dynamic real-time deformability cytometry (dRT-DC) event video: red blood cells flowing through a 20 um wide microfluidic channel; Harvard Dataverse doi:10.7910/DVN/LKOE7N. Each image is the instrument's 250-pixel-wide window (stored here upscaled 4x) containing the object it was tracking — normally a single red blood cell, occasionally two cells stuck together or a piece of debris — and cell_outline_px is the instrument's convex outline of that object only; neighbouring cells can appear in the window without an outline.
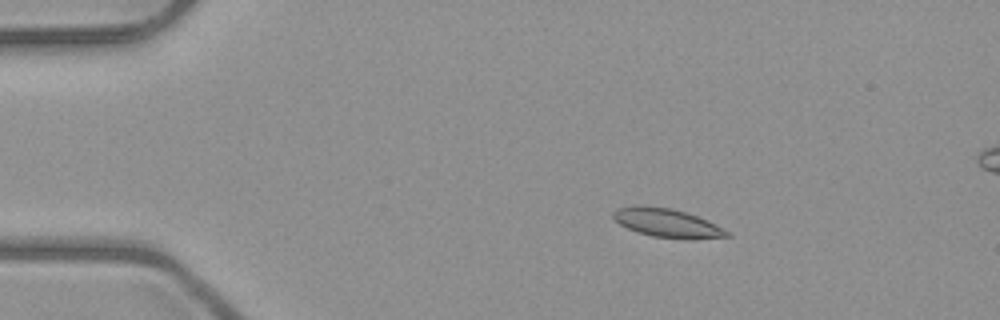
{"species": "common noctule bat (a hibernating species)", "species_latin": "Nyctalus noctula", "temperature_condition": "room temperature", "stored_images_in_passage": 5, "camera_frame_rate_fps": 3000, "um_per_image_px": 0.085, "animal": {"sex": "male", "body_mass_g": 23.1, "forearm_length_mm": 52.7}, "frame": {"image": 1, "passage_image": 3, "time_ms": 2.333, "image_size_px": [1000, 320], "cell_outline_px": [[732, 236], [652, 236], [636, 232], [620, 224], [612, 216], [612, 212], [616, 208], [640, 204], [672, 208], [708, 220], [728, 232]], "centroid_in_image_um": [56.54, 18.87], "position_along_channel_um": 28.5, "area_um2": 18.03}}